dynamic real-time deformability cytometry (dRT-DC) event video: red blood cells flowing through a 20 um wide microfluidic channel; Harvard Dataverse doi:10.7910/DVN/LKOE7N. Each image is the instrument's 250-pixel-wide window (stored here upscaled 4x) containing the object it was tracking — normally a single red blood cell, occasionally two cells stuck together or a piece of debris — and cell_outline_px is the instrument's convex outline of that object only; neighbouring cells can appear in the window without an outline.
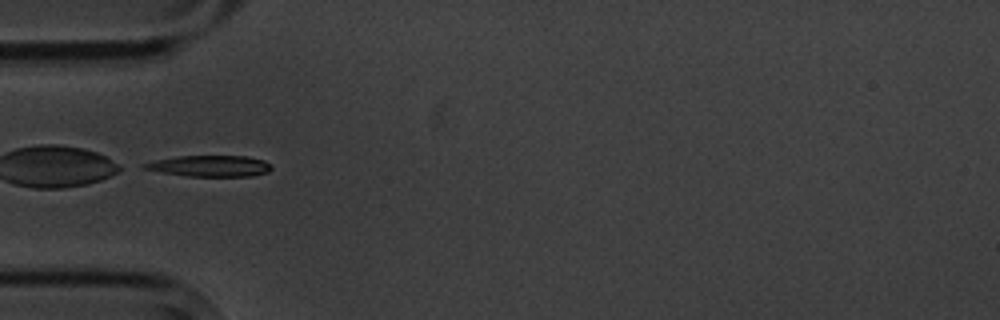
{"species": "common noctule bat (a hibernating species)", "species_latin": "Nyctalus noctula", "temperature_condition": "cold", "stored_images_in_passage": 3, "camera_frame_rate_fps": 3000, "um_per_image_px": 0.085, "animal": {"sex": "male", "body_mass_g": 20.1, "forearm_length_mm": 53.5}, "frame": {"image": 1, "passage_image": 2, "time_ms": 1.0, "image_size_px": [1000, 320], "cell_outline_px": [[272, 168], [268, 172], [252, 176], [188, 176], [164, 172], [144, 168], [140, 164], [156, 160], [180, 156], [248, 156], [264, 160]], "centroid_in_image_um": [17.88, 14.1], "position_along_channel_um": 67.1, "area_um2": 15.43}}
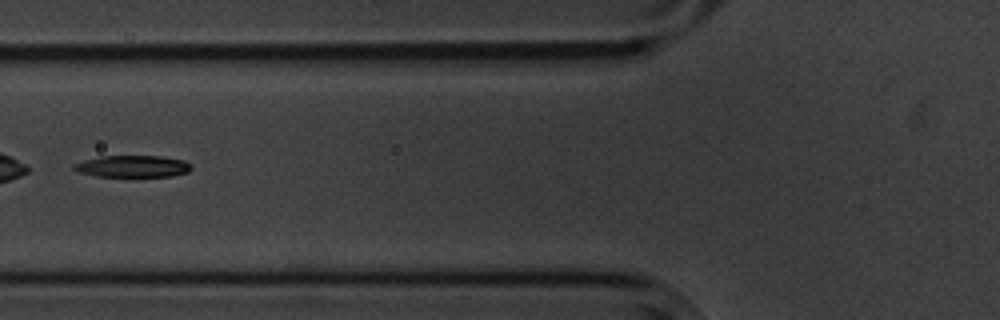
{"frame": {"image": 2, "passage_image": 3, "time_ms": 2.333, "image_size_px": [1000, 320], "cell_outline_px": [[192, 168], [188, 172], [172, 176], [136, 180], [132, 180], [96, 176], [80, 172], [72, 168], [72, 164], [84, 160], [100, 156], [160, 156], [184, 160], [192, 164]], "centroid_in_image_um": [11.3, 14.2], "position_along_channel_um": 114.5, "area_um2": 16.07}}